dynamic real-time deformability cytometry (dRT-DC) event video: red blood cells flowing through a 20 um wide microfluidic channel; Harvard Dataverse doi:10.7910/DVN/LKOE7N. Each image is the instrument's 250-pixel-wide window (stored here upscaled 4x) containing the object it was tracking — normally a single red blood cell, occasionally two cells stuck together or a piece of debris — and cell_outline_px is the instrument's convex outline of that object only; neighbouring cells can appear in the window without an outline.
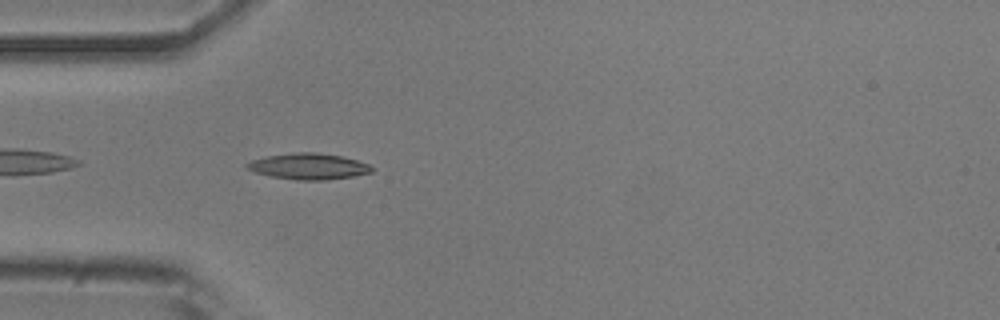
{"species": "common noctule bat (a hibernating species)", "species_latin": "Nyctalus noctula", "temperature_condition": "room temperature", "stored_images_in_passage": 40, "camera_frame_rate_fps": 3000, "um_per_image_px": 0.085, "animal": {"sex": "male", "body_mass_g": 20.5, "forearm_length_mm": 52.5}, "frame": {"image": 1, "passage_image": 3, "time_ms": 0.667, "image_size_px": [1000, 320], "cell_outline_px": [[372, 172], [352, 176], [324, 180], [296, 180], [272, 176], [256, 172], [248, 168], [244, 164], [252, 160], [268, 156], [296, 152], [316, 152], [340, 156], [356, 160], [368, 164], [372, 168]], "centroid_in_image_um": [26.22, 14.14], "position_along_channel_um": 58.8, "area_um2": 18.61}}
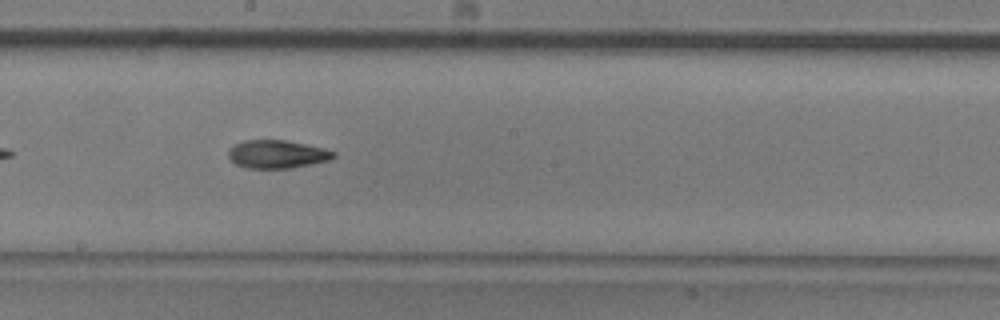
{"frame": {"image": 2, "passage_image": 16, "time_ms": 5.0, "image_size_px": [1000, 320], "cell_outline_px": [[336, 156], [328, 160], [292, 168], [248, 168], [236, 164], [228, 156], [228, 152], [236, 144], [244, 140], [284, 140], [324, 148], [336, 152]], "centroid_in_image_um": [23.57, 13.11], "position_along_channel_um": 224.6, "area_um2": 16.99}}
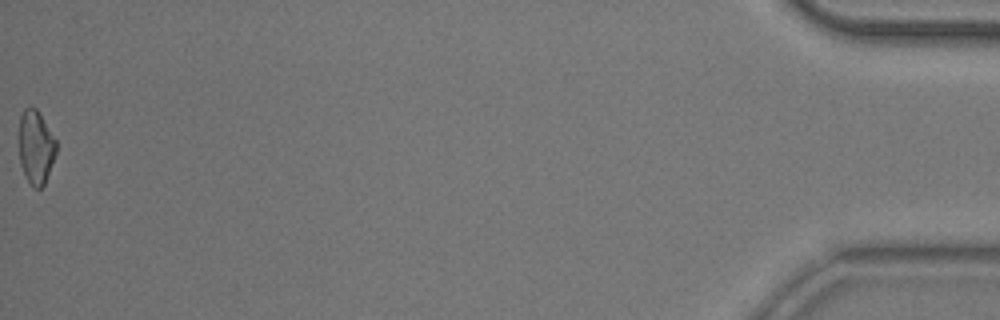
{"frame": {"image": 3, "passage_image": 40, "time_ms": 13.0, "image_size_px": [1000, 320], "cell_outline_px": [[56, 152], [44, 184], [40, 188], [32, 188], [20, 164], [20, 116], [24, 108], [36, 108], [56, 140]], "centroid_in_image_um": [3.05, 12.52], "position_along_channel_um": 432.2, "area_um2": 15.55}, "authors_computed_cell_mechanics": {"area_um2": 17.1666, "velocity_mm_per_s": 3.8637, "shape_relaxation_time_tau1_ms": 6.3885, "shape_relaxation_time_tau2_ms": 5.8211, "deformation_change_tau1": 0.1743, "deformation_change_tau2": 0.1335}}